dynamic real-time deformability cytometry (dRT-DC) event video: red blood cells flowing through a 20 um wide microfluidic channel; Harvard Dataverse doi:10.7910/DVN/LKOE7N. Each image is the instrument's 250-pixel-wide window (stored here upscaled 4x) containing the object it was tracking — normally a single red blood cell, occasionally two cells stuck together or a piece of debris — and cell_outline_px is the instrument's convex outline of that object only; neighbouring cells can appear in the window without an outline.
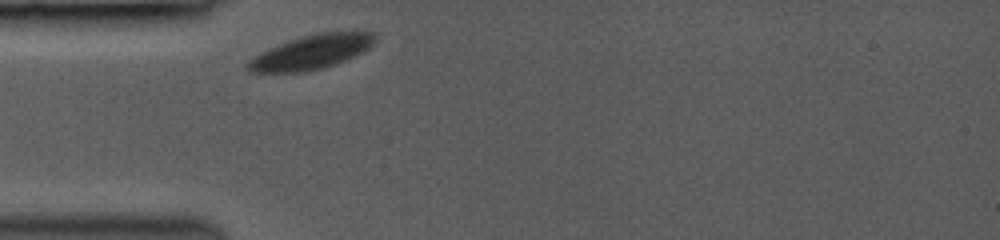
{"species": "common noctule bat (a hibernating species)", "species_latin": "Nyctalus noctula", "temperature_condition": "room temperature", "stored_images_in_passage": 4, "camera_frame_rate_fps": 3000, "um_per_image_px": 0.085, "animal": {"sex": "female", "body_mass_g": 19.0, "forearm_length_mm": 53.3}, "frame": {"image": 1, "passage_image": 1, "time_ms": 0.0, "image_size_px": [1000, 240], "cell_outline_px": [[376, 40], [364, 52], [336, 64], [324, 68], [304, 72], [248, 72], [244, 64], [248, 60], [260, 52], [268, 48], [288, 40], [300, 36], [316, 32], [372, 32], [376, 36]], "centroid_in_image_um": [26.43, 4.43], "position_along_channel_um": 58.6, "area_um2": 25.61}}